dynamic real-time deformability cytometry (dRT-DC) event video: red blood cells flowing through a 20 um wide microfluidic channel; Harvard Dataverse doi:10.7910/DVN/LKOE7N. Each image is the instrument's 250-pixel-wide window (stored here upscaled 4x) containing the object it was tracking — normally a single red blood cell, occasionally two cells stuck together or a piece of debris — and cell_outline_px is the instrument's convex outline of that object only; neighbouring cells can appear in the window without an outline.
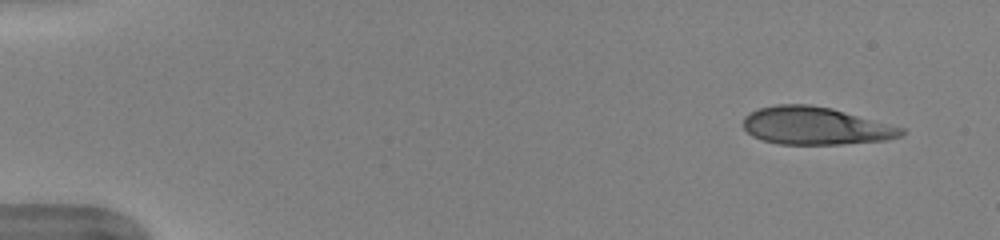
{"species": "human", "species_latin": "Homo sapiens", "temperature_condition": "warm", "stored_images_in_passage": 9, "camera_frame_rate_fps": 3000, "um_per_image_px": 0.085, "donor": {"sex": "female"}, "frame": {"image": 1, "passage_image": 1, "time_ms": 0.0, "image_size_px": [1000, 240], "cell_outline_px": [[908, 132], [904, 136], [888, 140], [840, 144], [776, 144], [760, 140], [752, 136], [744, 128], [744, 116], [748, 112], [760, 108], [776, 104], [808, 104], [832, 108], [904, 128]], "centroid_in_image_um": [69.33, 10.7], "position_along_channel_um": 15.7, "area_um2": 35.03}}